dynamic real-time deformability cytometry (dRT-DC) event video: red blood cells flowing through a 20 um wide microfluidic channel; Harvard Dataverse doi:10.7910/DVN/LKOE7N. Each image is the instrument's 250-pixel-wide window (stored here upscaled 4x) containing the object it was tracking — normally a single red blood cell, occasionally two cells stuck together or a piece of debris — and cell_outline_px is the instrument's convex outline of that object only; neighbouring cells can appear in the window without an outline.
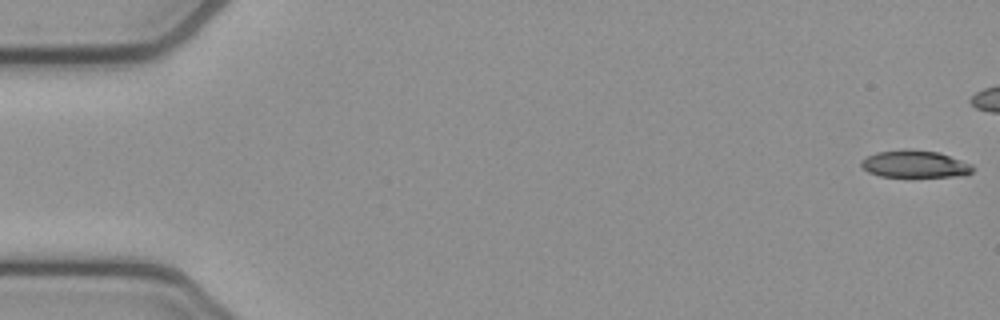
{"species": "common noctule bat (a hibernating species)", "species_latin": "Nyctalus noctula", "temperature_condition": "cold", "stored_images_in_passage": 43, "camera_frame_rate_fps": 3000, "um_per_image_px": 0.085, "animal": {"sex": "female", "body_mass_g": 21.9}, "frame": {"image": 1, "passage_image": 1, "time_ms": 0.0, "image_size_px": [1000, 320], "cell_outline_px": [[976, 168], [968, 176], [880, 176], [868, 172], [860, 164], [860, 160], [876, 152], [904, 148], [908, 148], [940, 152], [972, 164]], "centroid_in_image_um": [77.8, 13.92], "position_along_channel_um": 7.2, "area_um2": 17.98}}
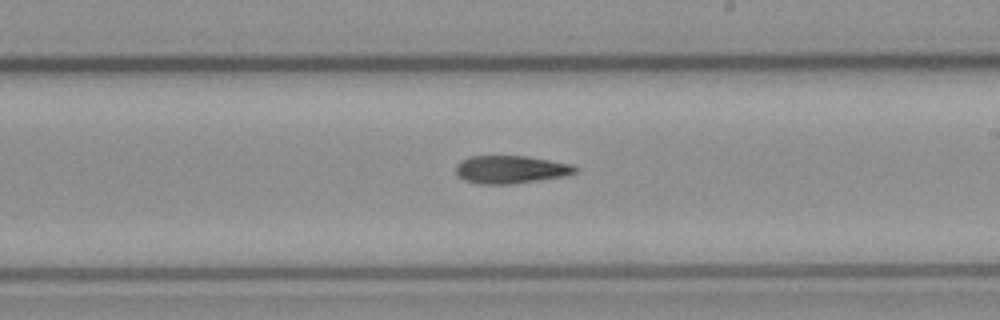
{"frame": {"image": 2, "passage_image": 31, "time_ms": 10.0, "image_size_px": [1000, 320], "cell_outline_px": [[580, 168], [576, 172], [564, 176], [512, 184], [476, 184], [464, 180], [456, 172], [456, 164], [460, 160], [468, 156], [528, 156], [572, 164]], "centroid_in_image_um": [43.4, 14.4], "position_along_channel_um": 245.6, "area_um2": 19.54}}
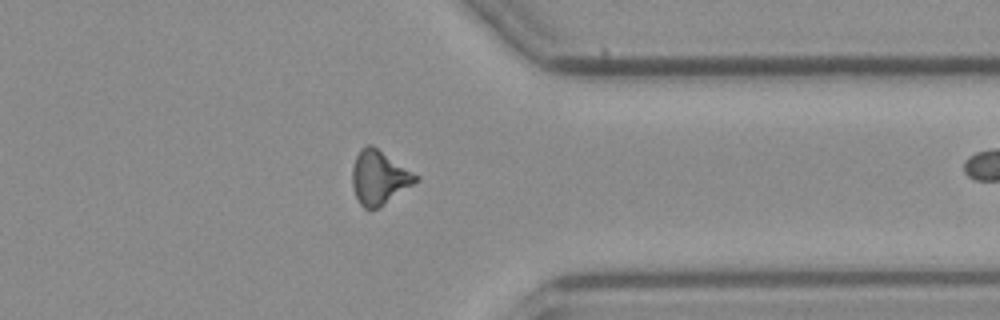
{"frame": {"image": 3, "passage_image": 42, "time_ms": 13.667, "image_size_px": [1000, 320], "cell_outline_px": [[420, 180], [384, 204], [376, 208], [364, 208], [360, 204], [356, 196], [352, 184], [352, 168], [356, 156], [360, 148], [368, 144], [372, 144], [420, 176]], "centroid_in_image_um": [32.24, 15.06], "position_along_channel_um": 379.2, "area_um2": 19.94}}